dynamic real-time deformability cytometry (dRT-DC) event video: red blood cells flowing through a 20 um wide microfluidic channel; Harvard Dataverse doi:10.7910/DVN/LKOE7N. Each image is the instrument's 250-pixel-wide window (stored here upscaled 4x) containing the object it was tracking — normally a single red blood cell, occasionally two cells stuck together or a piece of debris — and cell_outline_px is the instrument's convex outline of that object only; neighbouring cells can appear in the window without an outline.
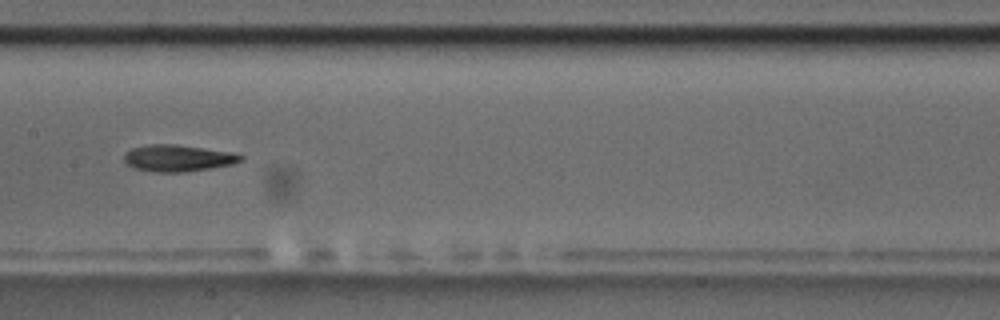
{"species": "common noctule bat (a hibernating species)", "species_latin": "Nyctalus noctula", "temperature_condition": "room temperature", "stored_images_in_passage": 6, "camera_frame_rate_fps": 3000, "um_per_image_px": 0.085, "animal": {"sex": "male", "body_mass_g": 17.5, "forearm_length_mm": 52.3}, "frame": {"image": 1, "passage_image": 5, "time_ms": 4.667, "image_size_px": [1000, 320], "cell_outline_px": [[244, 160], [232, 164], [212, 168], [184, 172], [156, 172], [132, 168], [124, 160], [124, 152], [132, 148], [152, 144], [176, 144], [232, 152], [244, 156]], "centroid_in_image_um": [15.13, 13.44], "position_along_channel_um": 192.3, "area_um2": 18.21}}
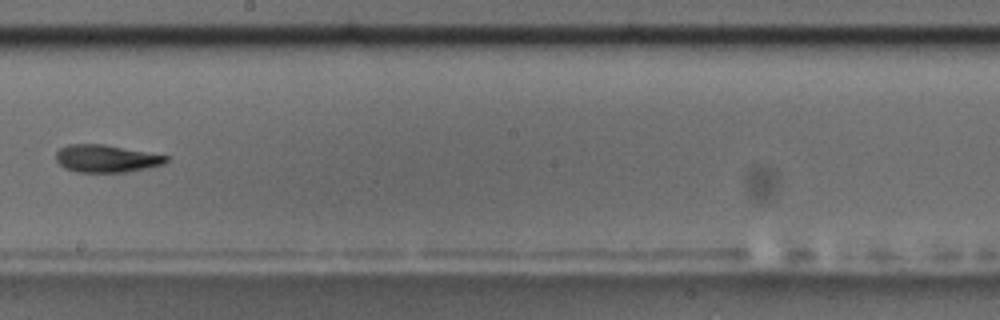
{"frame": {"image": 2, "passage_image": 6, "time_ms": 6.0, "image_size_px": [1000, 320], "cell_outline_px": [[168, 160], [164, 164], [148, 168], [124, 172], [76, 172], [64, 168], [56, 160], [56, 152], [60, 148], [68, 144], [104, 144], [168, 156]], "centroid_in_image_um": [9.01, 13.48], "position_along_channel_um": 239.2, "area_um2": 17.63}}